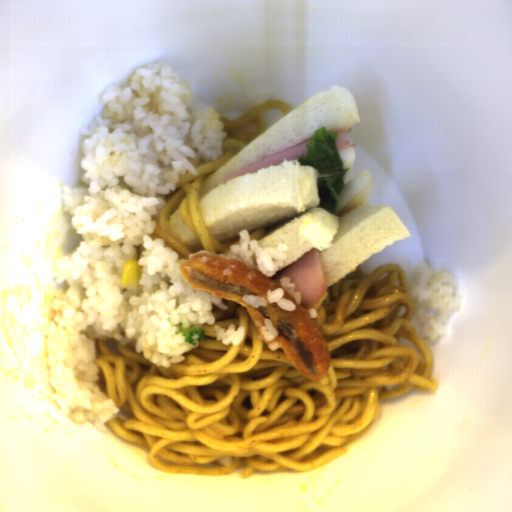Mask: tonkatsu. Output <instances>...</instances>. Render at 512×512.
Here are the masks:
<instances>
[{"instance_id": "1", "label": "tonkatsu", "mask_w": 512, "mask_h": 512, "mask_svg": "<svg viewBox=\"0 0 512 512\" xmlns=\"http://www.w3.org/2000/svg\"><path fill=\"white\" fill-rule=\"evenodd\" d=\"M181 275L192 288L211 293L215 298H225L243 307L249 314L264 343H278L286 358L297 372L313 381L320 382L331 365L328 341L309 312L277 282L259 270L250 269L247 263L225 259L209 253L194 254L178 267ZM282 288L284 298L293 301L296 309L285 311L276 304H268L256 310L242 301L245 294L266 296V291ZM271 319L278 335L265 341L259 332L263 320Z\"/></svg>"}]
</instances>
